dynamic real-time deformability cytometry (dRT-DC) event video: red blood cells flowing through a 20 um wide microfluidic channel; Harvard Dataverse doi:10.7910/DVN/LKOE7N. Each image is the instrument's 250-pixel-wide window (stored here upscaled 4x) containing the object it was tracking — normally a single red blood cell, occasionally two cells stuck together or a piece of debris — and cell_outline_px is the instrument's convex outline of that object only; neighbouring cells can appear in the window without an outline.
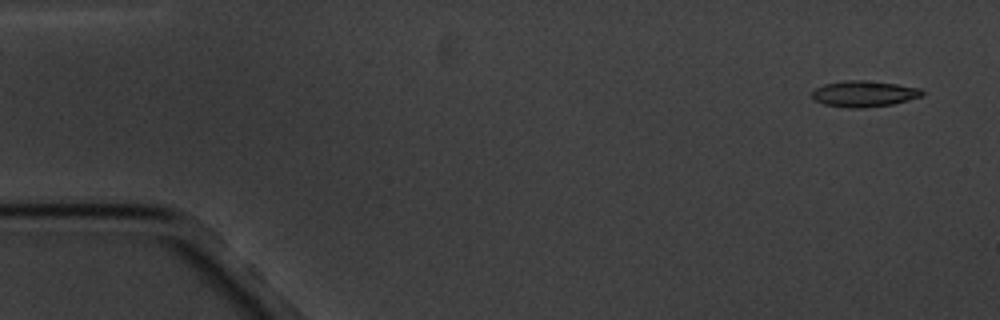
{"species": "common noctule bat (a hibernating species)", "species_latin": "Nyctalus noctula", "temperature_condition": "cold", "stored_images_in_passage": 5, "camera_frame_rate_fps": 3000, "um_per_image_px": 0.085, "animal": {"sex": "male", "body_mass_g": 20.1, "forearm_length_mm": 53.5}, "frame": {"image": 1, "passage_image": 1, "time_ms": 0.0, "image_size_px": [1000, 320], "cell_outline_px": [[924, 96], [892, 104], [864, 108], [848, 108], [824, 104], [816, 100], [812, 96], [812, 92], [816, 88], [824, 84], [844, 80], [864, 80], [896, 84], [920, 88], [924, 92]], "centroid_in_image_um": [73.46, 7.97], "position_along_channel_um": 11.5, "area_um2": 16.7}}